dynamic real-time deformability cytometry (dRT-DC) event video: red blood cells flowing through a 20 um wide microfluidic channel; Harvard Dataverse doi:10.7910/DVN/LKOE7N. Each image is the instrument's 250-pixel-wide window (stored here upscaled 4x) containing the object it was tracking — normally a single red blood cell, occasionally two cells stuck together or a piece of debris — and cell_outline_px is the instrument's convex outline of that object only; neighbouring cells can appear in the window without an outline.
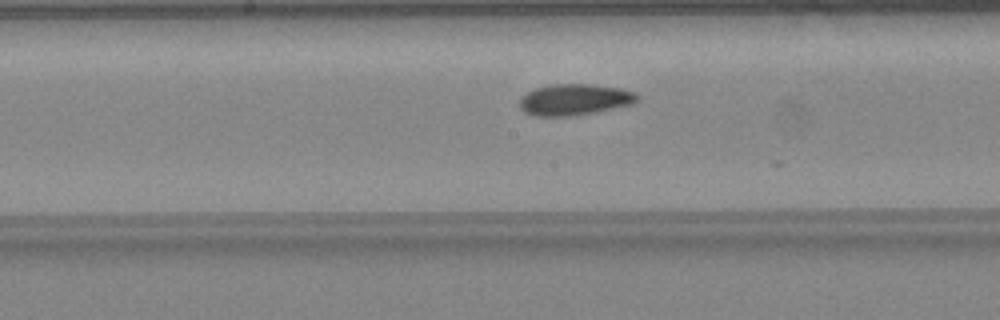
{"species": "common noctule bat (a hibernating species)", "species_latin": "Nyctalus noctula", "temperature_condition": "warm", "stored_images_in_passage": 19, "camera_frame_rate_fps": 3000, "um_per_image_px": 0.085, "animal": {"sex": "female", "body_mass_g": 24.6, "forearm_length_mm": 56.2}, "frame": {"image": 1, "passage_image": 18, "time_ms": 5.667, "image_size_px": [1000, 320], "cell_outline_px": [[640, 100], [632, 104], [596, 112], [572, 116], [536, 116], [524, 112], [520, 108], [520, 100], [528, 92], [536, 88], [552, 84], [592, 84], [620, 88], [636, 92], [640, 96]], "centroid_in_image_um": [48.89, 8.47], "position_along_channel_um": 199.3, "area_um2": 21.5}}